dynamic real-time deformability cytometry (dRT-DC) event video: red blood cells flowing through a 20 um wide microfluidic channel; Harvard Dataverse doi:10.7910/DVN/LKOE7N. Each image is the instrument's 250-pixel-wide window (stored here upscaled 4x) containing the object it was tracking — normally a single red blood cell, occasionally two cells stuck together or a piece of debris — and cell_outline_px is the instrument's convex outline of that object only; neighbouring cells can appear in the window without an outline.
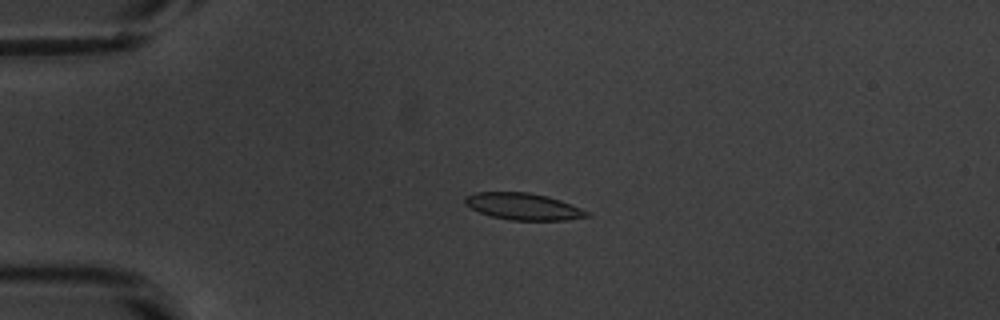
{"species": "common noctule bat (a hibernating species)", "species_latin": "Nyctalus noctula", "temperature_condition": "warm", "stored_images_in_passage": 54, "camera_frame_rate_fps": 3000, "um_per_image_px": 0.085, "animal": {"sex": "male", "body_mass_g": 20.1, "forearm_length_mm": 53.5}, "frame": {"image": 1, "passage_image": 14, "time_ms": 4.333, "image_size_px": [1000, 320], "cell_outline_px": [[592, 216], [564, 220], [512, 220], [492, 216], [480, 212], [464, 204], [464, 196], [476, 192], [532, 192], [548, 196], [560, 200], [580, 208], [588, 212]], "centroid_in_image_um": [44.47, 17.54], "position_along_channel_um": 40.5, "area_um2": 18.96}}
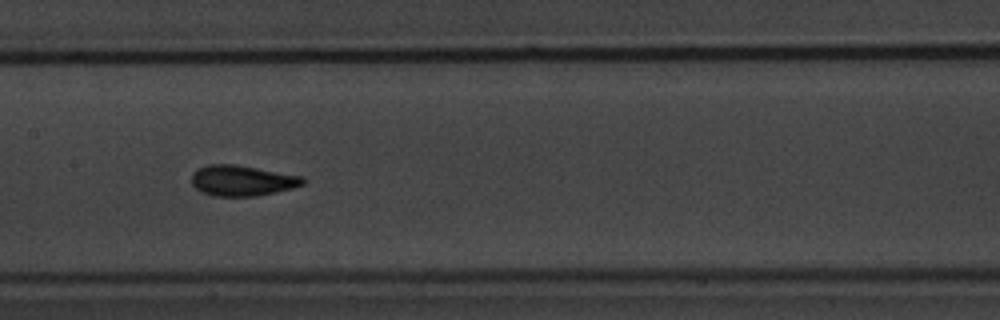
{"frame": {"image": 2, "passage_image": 28, "time_ms": 9.0, "image_size_px": [1000, 320], "cell_outline_px": [[308, 180], [304, 184], [292, 188], [276, 192], [256, 196], [212, 196], [200, 192], [192, 184], [192, 172], [208, 164], [236, 164], [304, 176]], "centroid_in_image_um": [20.61, 15.35], "position_along_channel_um": 186.8, "area_um2": 20.11}}
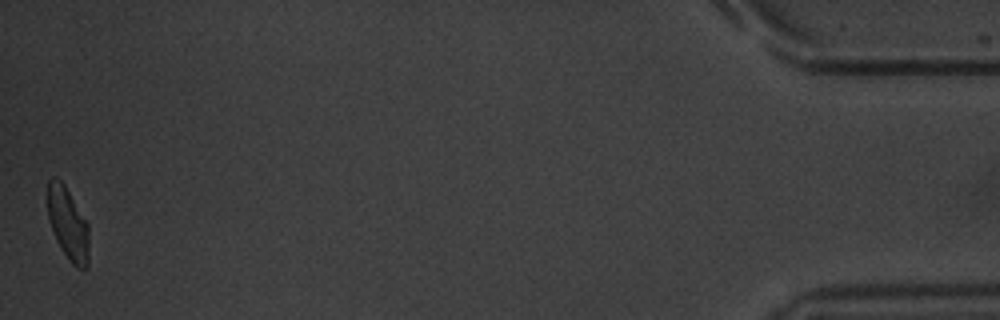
{"frame": {"image": 3, "passage_image": 54, "time_ms": 17.667, "image_size_px": [1000, 320], "cell_outline_px": [[88, 268], [76, 268], [72, 264], [60, 248], [56, 240], [48, 220], [48, 180], [52, 176], [56, 176], [64, 184], [88, 224]], "centroid_in_image_um": [5.76, 19.02], "position_along_channel_um": 429.4, "area_um2": 17.46}, "authors_computed_cell_mechanics": {"area_um2": 18.7272, "velocity_mm_per_s": 3.8232, "shape_relaxation_time_tau1_ms": 3.1976, "shape_relaxation_time_tau2_ms": 0.7901, "deformation_change_tau1": 0.1447, "deformation_change_tau2": 0.0515}}